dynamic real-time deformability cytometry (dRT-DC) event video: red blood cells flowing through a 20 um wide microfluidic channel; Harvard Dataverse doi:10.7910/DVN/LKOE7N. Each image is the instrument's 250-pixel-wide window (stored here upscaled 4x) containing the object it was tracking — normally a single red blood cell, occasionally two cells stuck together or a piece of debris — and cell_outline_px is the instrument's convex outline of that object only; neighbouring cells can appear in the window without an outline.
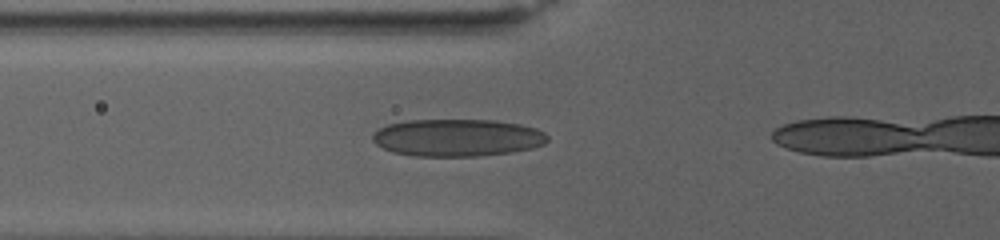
{"species": "human", "species_latin": "Homo sapiens", "temperature_condition": "warm", "stored_images_in_passage": 9, "camera_frame_rate_fps": 3000, "um_per_image_px": 0.085, "donor": {"sex": "female"}, "frame": {"image": 1, "passage_image": 6, "time_ms": 4.333, "image_size_px": [1000, 240], "cell_outline_px": [[548, 140], [544, 144], [532, 148], [512, 152], [476, 156], [412, 156], [392, 152], [376, 144], [372, 140], [372, 136], [380, 128], [388, 124], [408, 120], [496, 120], [520, 124], [536, 128], [544, 132], [548, 136]], "centroid_in_image_um": [38.88, 11.7], "position_along_channel_um": 86.9, "area_um2": 38.15}}
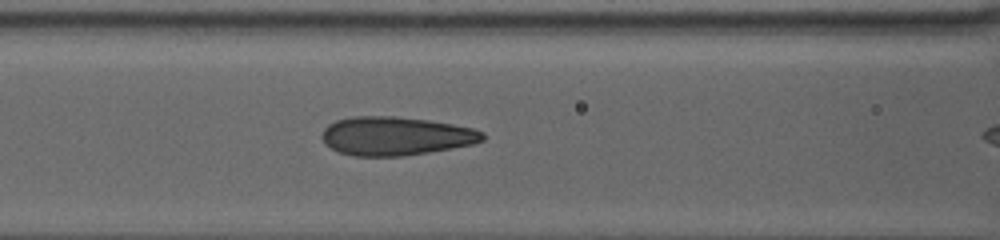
{"frame": {"image": 2, "passage_image": 8, "time_ms": 6.0, "image_size_px": [1000, 240], "cell_outline_px": [[484, 140], [472, 144], [452, 148], [404, 156], [352, 156], [340, 152], [324, 144], [320, 136], [324, 128], [328, 124], [336, 120], [352, 116], [392, 116], [428, 120], [452, 124], [472, 128], [484, 132]], "centroid_in_image_um": [33.59, 11.56], "position_along_channel_um": 133.0, "area_um2": 36.24}}